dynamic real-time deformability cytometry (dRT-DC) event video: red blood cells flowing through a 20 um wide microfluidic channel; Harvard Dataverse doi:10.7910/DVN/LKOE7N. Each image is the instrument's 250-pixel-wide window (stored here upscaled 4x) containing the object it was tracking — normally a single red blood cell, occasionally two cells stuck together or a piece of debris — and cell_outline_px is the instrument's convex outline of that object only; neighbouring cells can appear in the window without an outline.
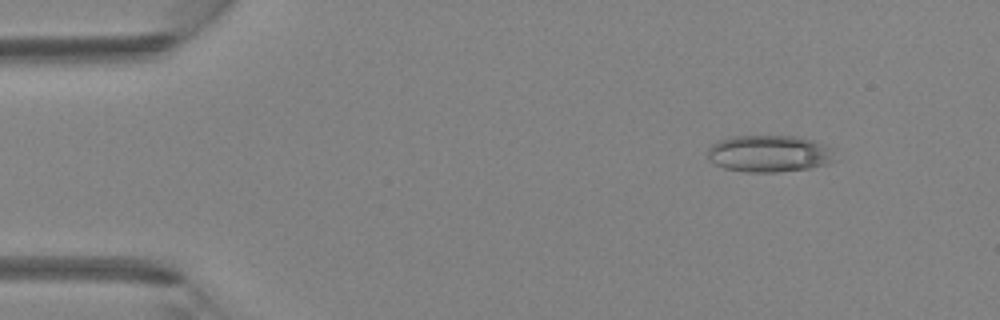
{"species": "Egyptian fruit bat (a non-hibernating species)", "species_latin": "Rousettus aegyptiacus", "temperature_condition": "room temperature", "stored_images_in_passage": 5, "camera_frame_rate_fps": 3000, "um_per_image_px": 0.085, "animal": {"sex": "female"}, "frame": {"image": 1, "passage_image": 2, "time_ms": 0.333, "image_size_px": [1000, 320], "cell_outline_px": [[836, 160], [828, 164], [812, 168], [780, 172], [748, 172], [724, 168], [708, 160], [708, 148], [712, 144], [720, 140], [732, 136], [796, 136], [812, 140], [836, 148]], "centroid_in_image_um": [65.46, 13.06], "position_along_channel_um": 19.5, "area_um2": 27.86}}